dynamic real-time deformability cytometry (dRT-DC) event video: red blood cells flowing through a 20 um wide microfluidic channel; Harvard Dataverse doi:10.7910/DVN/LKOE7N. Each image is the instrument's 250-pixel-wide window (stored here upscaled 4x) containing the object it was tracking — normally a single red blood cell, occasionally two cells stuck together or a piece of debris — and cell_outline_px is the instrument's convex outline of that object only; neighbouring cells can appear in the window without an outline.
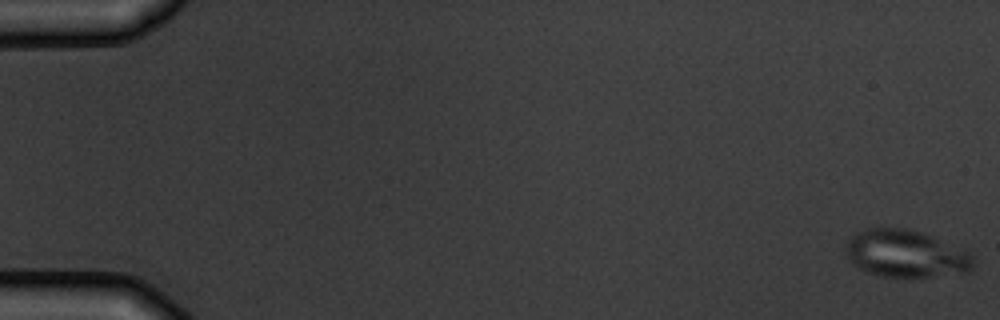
{"species": "common noctule bat (a hibernating species)", "species_latin": "Nyctalus noctula", "temperature_condition": "warm", "stored_images_in_passage": 6, "camera_frame_rate_fps": 3000, "um_per_image_px": 0.085, "animal": {"sex": "male", "body_mass_g": 19.5, "forearm_length_mm": 54.6}, "frame": {"image": 1, "passage_image": 1, "time_ms": 0.0, "image_size_px": [1000, 320], "cell_outline_px": [[972, 268], [968, 272], [928, 276], [876, 276], [852, 264], [844, 248], [848, 240], [856, 232], [864, 228], [904, 228], [920, 232], [968, 252], [972, 256]], "centroid_in_image_um": [76.91, 21.56], "position_along_channel_um": 8.1, "area_um2": 34.56}}